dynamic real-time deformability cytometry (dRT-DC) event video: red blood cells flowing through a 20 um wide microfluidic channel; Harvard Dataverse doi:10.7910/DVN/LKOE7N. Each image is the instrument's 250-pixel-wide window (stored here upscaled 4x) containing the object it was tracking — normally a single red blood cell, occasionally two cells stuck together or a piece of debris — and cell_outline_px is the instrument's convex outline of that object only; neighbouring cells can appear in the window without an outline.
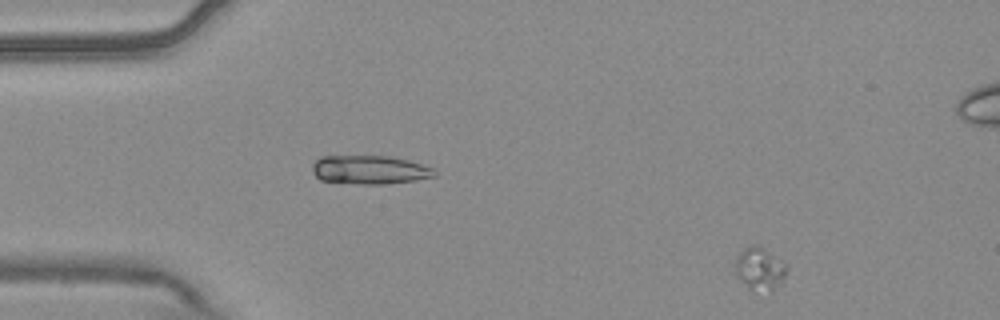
{"species": "common noctule bat (a hibernating species)", "species_latin": "Nyctalus noctula", "temperature_condition": "warm", "stored_images_in_passage": 3, "segment_of_instrument_passage": [2, 2], "camera_frame_rate_fps": 3000, "um_per_image_px": 0.085, "animal": {"sex": "male", "body_mass_g": 20.4}, "frame": {"image": 1, "passage_image": 3, "time_ms": 0.667, "image_size_px": [1000, 320], "cell_outline_px": [[788, 268], [780, 284], [772, 292], [748, 288], [736, 276], [736, 256], [744, 248], [752, 244], [756, 244], [764, 248], [784, 260], [788, 264]], "centroid_in_image_um": [64.61, 22.82], "position_along_channel_um": 20.4, "area_um2": 13.01}}